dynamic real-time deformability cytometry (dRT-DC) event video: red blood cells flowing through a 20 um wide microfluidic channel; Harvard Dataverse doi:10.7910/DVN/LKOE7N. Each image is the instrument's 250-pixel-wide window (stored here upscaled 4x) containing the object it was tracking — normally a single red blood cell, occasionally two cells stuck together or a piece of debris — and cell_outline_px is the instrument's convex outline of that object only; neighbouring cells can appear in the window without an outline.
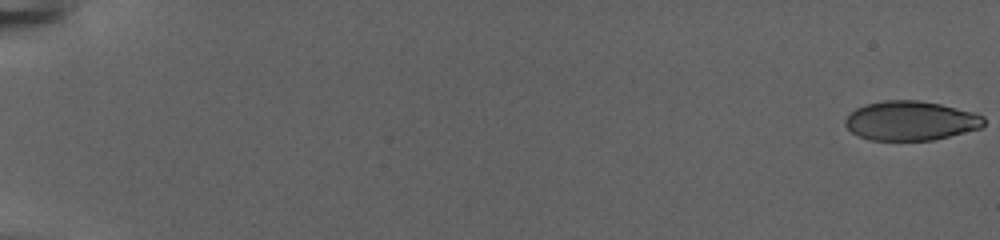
{"species": "human", "species_latin": "Homo sapiens", "temperature_condition": "warm", "stored_images_in_passage": 153, "camera_frame_rate_fps": 3000, "um_per_image_px": 0.085, "donor": {"sex": "female"}, "frame": {"image": 1, "passage_image": 1, "time_ms": 0.0, "image_size_px": [1000, 240], "cell_outline_px": [[984, 124], [980, 128], [932, 140], [868, 140], [852, 132], [844, 124], [844, 120], [856, 108], [864, 104], [884, 100], [920, 100], [940, 104], [972, 112], [984, 116]], "centroid_in_image_um": [77.38, 10.26], "position_along_channel_um": 7.6, "area_um2": 31.62}}
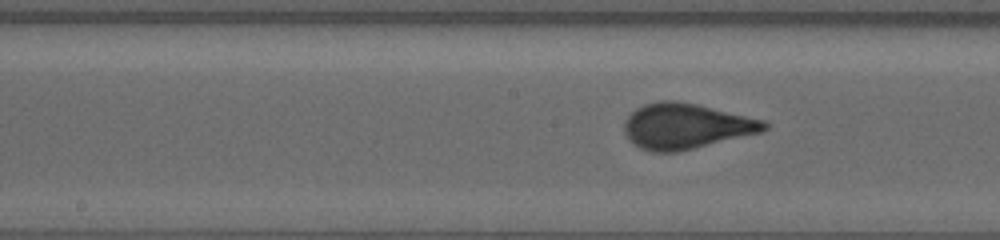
{"frame": {"image": 2, "passage_image": 84, "time_ms": 27.667, "image_size_px": [1000, 240], "cell_outline_px": [[768, 128], [760, 132], [676, 152], [652, 152], [640, 148], [632, 144], [628, 140], [624, 132], [624, 120], [636, 108], [644, 104], [660, 100], [676, 100], [696, 104], [764, 120], [768, 124]], "centroid_in_image_um": [58.24, 10.72], "position_along_channel_um": 190.0, "area_um2": 36.88}}
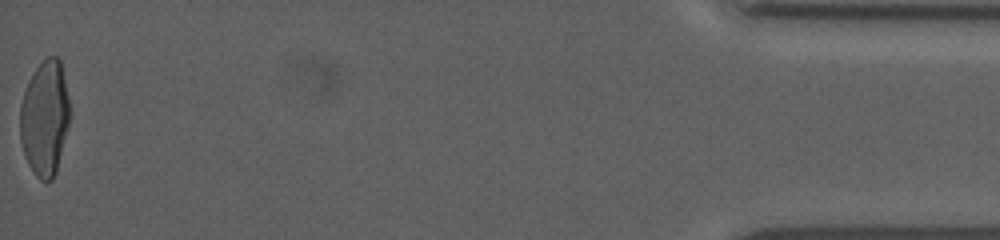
{"frame": {"image": 3, "passage_image": 153, "time_ms": 50.667, "image_size_px": [1000, 240], "cell_outline_px": [[72, 112], [56, 172], [52, 180], [40, 180], [36, 176], [28, 164], [24, 156], [20, 140], [20, 104], [28, 80], [32, 72], [48, 56], [56, 56], [60, 60]], "centroid_in_image_um": [3.81, 10.03], "position_along_channel_um": 431.4, "area_um2": 33.7}}